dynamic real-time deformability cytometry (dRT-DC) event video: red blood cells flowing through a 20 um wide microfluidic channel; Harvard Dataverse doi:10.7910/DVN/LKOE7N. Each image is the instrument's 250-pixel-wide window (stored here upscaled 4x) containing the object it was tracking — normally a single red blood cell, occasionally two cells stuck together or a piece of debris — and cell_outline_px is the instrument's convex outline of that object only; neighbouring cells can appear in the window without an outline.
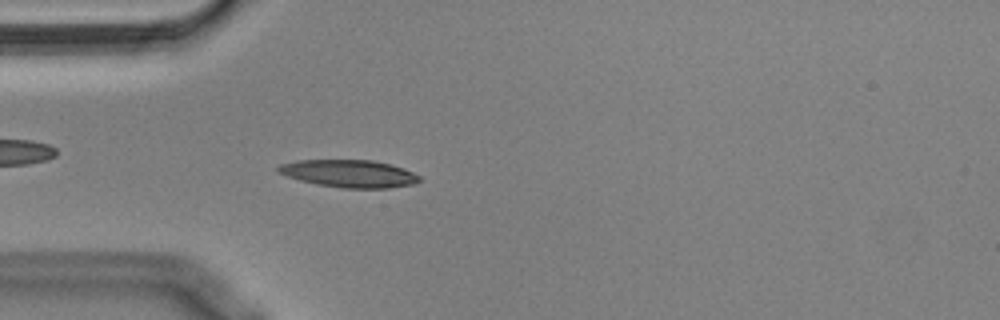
{"species": "Egyptian fruit bat (a non-hibernating species)", "species_latin": "Rousettus aegyptiacus", "temperature_condition": "cold", "stored_images_in_passage": 55, "camera_frame_rate_fps": 3000, "um_per_image_px": 0.085, "animal": {"sex": "male"}, "frame": {"image": 1, "passage_image": 15, "time_ms": 4.667, "image_size_px": [1000, 320], "cell_outline_px": [[420, 180], [412, 184], [388, 188], [340, 188], [316, 184], [300, 180], [276, 172], [276, 168], [280, 164], [296, 160], [372, 160], [392, 164], [404, 168], [420, 176]], "centroid_in_image_um": [29.66, 14.75], "position_along_channel_um": 55.3, "area_um2": 22.72}}
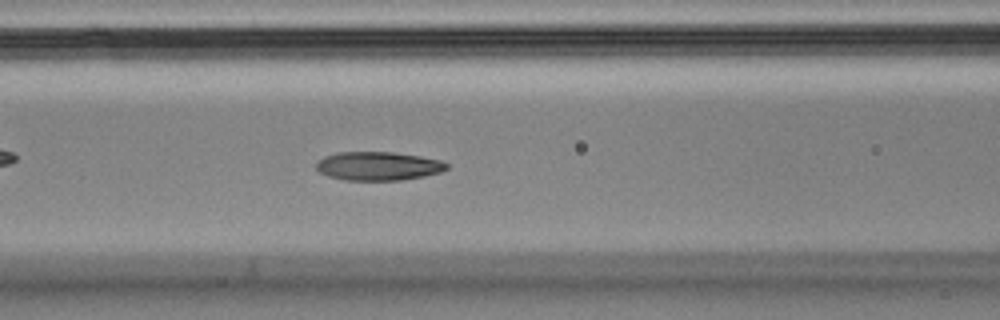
{"frame": {"image": 2, "passage_image": 22, "time_ms": 7.0, "image_size_px": [1000, 320], "cell_outline_px": [[448, 168], [440, 172], [424, 176], [400, 180], [344, 180], [328, 176], [320, 172], [316, 168], [316, 164], [324, 156], [336, 152], [392, 152], [420, 156], [440, 160], [448, 164]], "centroid_in_image_um": [32.14, 14.11], "position_along_channel_um": 134.5, "area_um2": 21.73}}
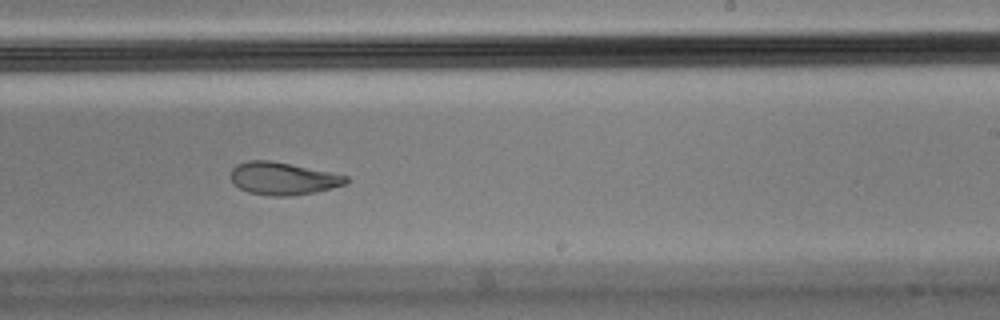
{"frame": {"image": 3, "passage_image": 33, "time_ms": 10.667, "image_size_px": [1000, 320], "cell_outline_px": [[348, 184], [316, 192], [292, 196], [272, 196], [248, 192], [232, 184], [232, 168], [236, 164], [248, 160], [268, 160], [348, 176]], "centroid_in_image_um": [24.04, 15.19], "position_along_channel_um": 265.0, "area_um2": 21.73}, "authors_computed_cell_mechanics": {"area_um2": 22.0218, "velocity_mm_per_s": 3.5613, "shape_relaxation_time_tau1_ms": 8.8211, "shape_relaxation_time_tau2_ms": 2.4365, "deformation_change_tau1": 0.2842, "deformation_change_tau2": 0.0918}}